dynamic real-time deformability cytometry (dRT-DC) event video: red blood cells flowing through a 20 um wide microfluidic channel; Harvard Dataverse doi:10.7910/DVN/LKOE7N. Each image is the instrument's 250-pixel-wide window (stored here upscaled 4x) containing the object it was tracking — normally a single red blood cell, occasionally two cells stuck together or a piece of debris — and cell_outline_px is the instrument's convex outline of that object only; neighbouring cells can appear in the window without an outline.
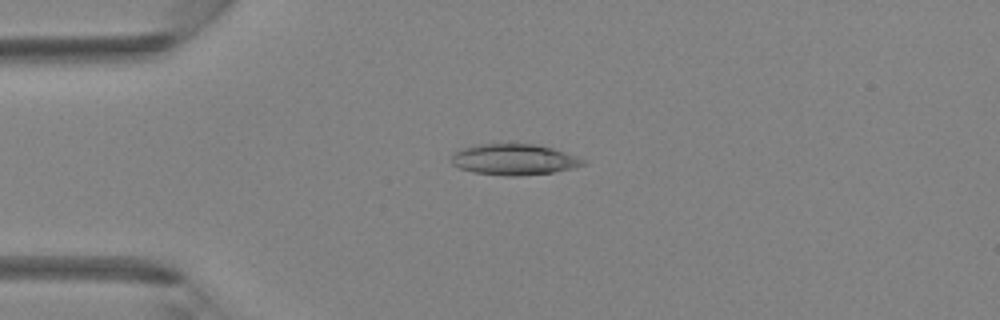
{"species": "Egyptian fruit bat (a non-hibernating species)", "species_latin": "Rousettus aegyptiacus", "temperature_condition": "room temperature", "stored_images_in_passage": 4, "camera_frame_rate_fps": 3000, "um_per_image_px": 0.085, "animal": {"sex": "female"}, "frame": {"image": 1, "passage_image": 4, "time_ms": 3.333, "image_size_px": [1000, 320], "cell_outline_px": [[584, 164], [572, 168], [552, 172], [516, 176], [504, 176], [472, 172], [460, 168], [452, 164], [452, 152], [460, 148], [472, 144], [536, 144], [552, 148], [576, 156], [584, 160]], "centroid_in_image_um": [43.62, 13.55], "position_along_channel_um": 41.4, "area_um2": 23.76}}